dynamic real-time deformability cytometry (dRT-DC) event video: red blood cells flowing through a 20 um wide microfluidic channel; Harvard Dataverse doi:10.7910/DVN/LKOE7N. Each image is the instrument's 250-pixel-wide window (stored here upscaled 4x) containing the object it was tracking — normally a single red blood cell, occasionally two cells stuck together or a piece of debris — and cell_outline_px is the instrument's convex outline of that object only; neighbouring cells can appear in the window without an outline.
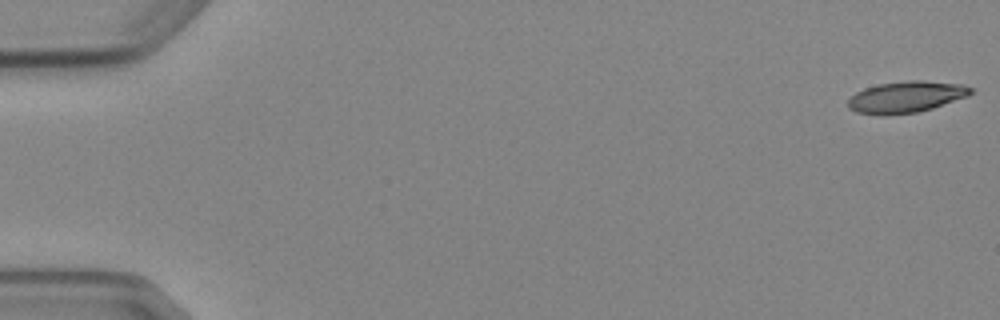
{"species": "Egyptian fruit bat (a non-hibernating species)", "species_latin": "Rousettus aegyptiacus", "temperature_condition": "cold", "stored_images_in_passage": 5, "camera_frame_rate_fps": 3000, "um_per_image_px": 0.085, "animal": {"sex": "female"}, "frame": {"image": 1, "passage_image": 1, "time_ms": 0.0, "image_size_px": [1000, 320], "cell_outline_px": [[972, 92], [968, 96], [932, 108], [916, 112], [884, 116], [856, 112], [848, 108], [848, 100], [856, 92], [864, 88], [880, 84], [908, 80], [920, 80], [964, 84], [972, 88]], "centroid_in_image_um": [77.01, 8.24], "position_along_channel_um": 8.0, "area_um2": 22.48}}
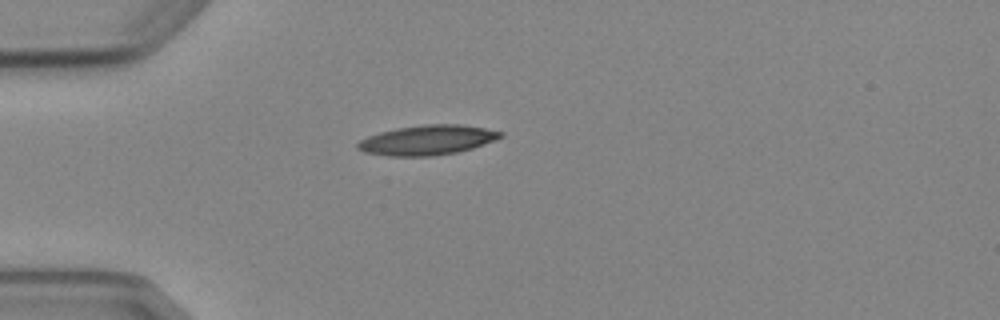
{"frame": {"image": 2, "passage_image": 5, "time_ms": 4.667, "image_size_px": [1000, 320], "cell_outline_px": [[504, 136], [496, 140], [472, 148], [456, 152], [432, 156], [388, 156], [364, 152], [356, 148], [356, 144], [360, 140], [368, 136], [380, 132], [396, 128], [424, 124], [460, 124], [484, 128], [504, 132]], "centroid_in_image_um": [36.32, 11.9], "position_along_channel_um": 48.7, "area_um2": 24.85}}